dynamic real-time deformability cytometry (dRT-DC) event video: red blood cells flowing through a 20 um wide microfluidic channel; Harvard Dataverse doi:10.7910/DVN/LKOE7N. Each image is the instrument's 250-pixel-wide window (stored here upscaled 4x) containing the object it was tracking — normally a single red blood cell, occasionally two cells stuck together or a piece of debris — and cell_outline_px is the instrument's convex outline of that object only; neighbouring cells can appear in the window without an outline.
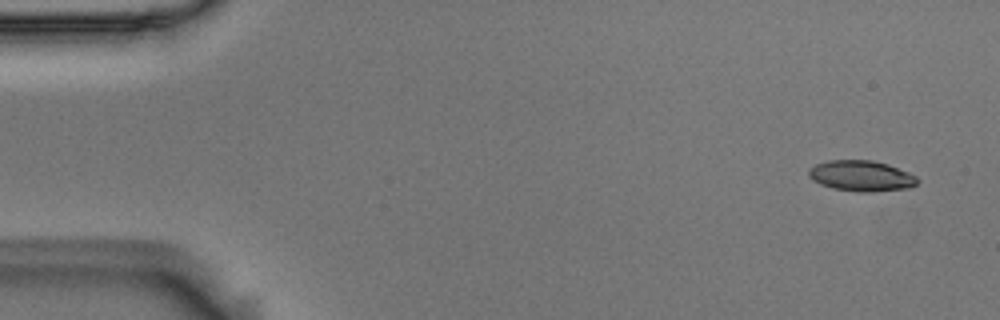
{"species": "Egyptian fruit bat (a non-hibernating species)", "species_latin": "Rousettus aegyptiacus", "temperature_condition": "room temperature", "stored_images_in_passage": 4, "camera_frame_rate_fps": 3000, "um_per_image_px": 0.085, "animal": {"sex": "male"}, "frame": {"image": 1, "passage_image": 1, "time_ms": 0.0, "image_size_px": [1000, 320], "cell_outline_px": [[920, 180], [912, 188], [872, 192], [856, 192], [832, 188], [820, 184], [812, 180], [808, 176], [808, 168], [816, 164], [828, 160], [872, 160], [888, 164], [908, 172], [916, 176]], "centroid_in_image_um": [73.21, 14.96], "position_along_channel_um": 11.8, "area_um2": 19.77}}
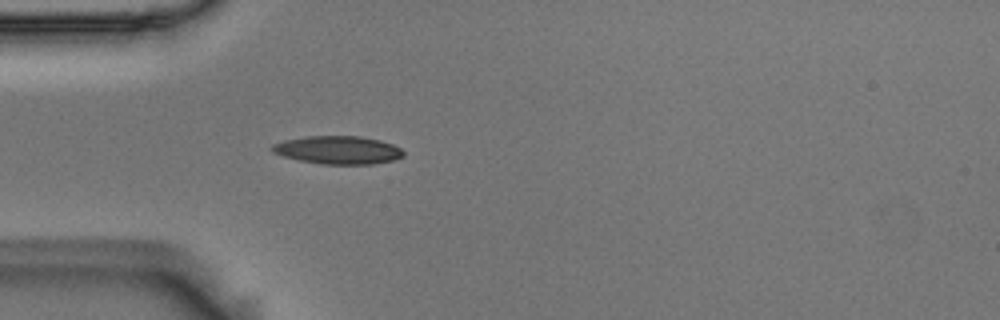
{"frame": {"image": 2, "passage_image": 4, "time_ms": 1.0, "image_size_px": [1000, 320], "cell_outline_px": [[404, 156], [392, 160], [372, 164], [320, 164], [300, 160], [284, 156], [272, 152], [268, 148], [272, 144], [284, 140], [304, 136], [360, 136], [380, 140], [392, 144], [400, 148], [404, 152]], "centroid_in_image_um": [28.69, 12.74], "position_along_channel_um": 56.3, "area_um2": 21.56}}